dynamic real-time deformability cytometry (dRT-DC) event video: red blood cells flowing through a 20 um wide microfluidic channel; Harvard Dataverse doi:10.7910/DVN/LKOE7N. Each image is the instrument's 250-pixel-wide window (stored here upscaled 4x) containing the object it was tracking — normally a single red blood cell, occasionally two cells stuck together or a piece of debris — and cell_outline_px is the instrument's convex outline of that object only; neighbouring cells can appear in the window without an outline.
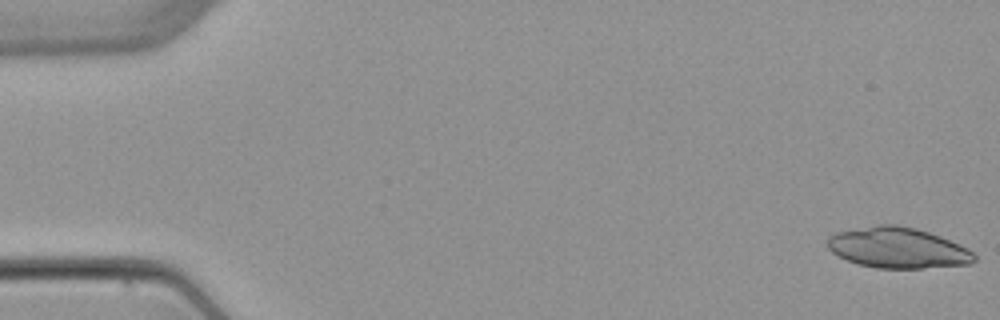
{"species": "common noctule bat (a hibernating species)", "species_latin": "Nyctalus noctula", "temperature_condition": "warm", "stored_images_in_passage": 5, "camera_frame_rate_fps": 3000, "um_per_image_px": 0.085, "animal": {"sex": "female", "body_mass_g": 22.7, "forearm_length_mm": 54.2}, "frame": {"image": 1, "passage_image": 1, "time_ms": 0.0, "image_size_px": [1000, 320], "cell_outline_px": [[976, 260], [972, 264], [924, 268], [876, 268], [856, 264], [832, 252], [828, 248], [828, 236], [836, 232], [876, 224], [896, 224], [916, 228], [940, 236], [960, 244], [968, 248], [976, 256]], "centroid_in_image_um": [76.33, 21.06], "position_along_channel_um": 8.7, "area_um2": 35.03}}
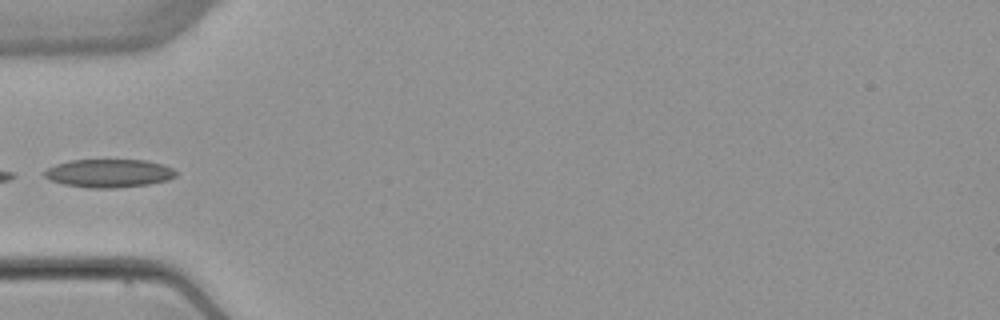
{"frame": {"image": 2, "passage_image": 5, "time_ms": 5.667, "image_size_px": [1000, 320], "cell_outline_px": [[176, 176], [168, 180], [148, 184], [116, 188], [88, 188], [64, 184], [52, 180], [44, 176], [44, 172], [48, 168], [56, 164], [68, 160], [148, 160], [164, 164], [172, 168], [176, 172]], "centroid_in_image_um": [9.28, 14.72], "position_along_channel_um": 75.7, "area_um2": 21.68}}